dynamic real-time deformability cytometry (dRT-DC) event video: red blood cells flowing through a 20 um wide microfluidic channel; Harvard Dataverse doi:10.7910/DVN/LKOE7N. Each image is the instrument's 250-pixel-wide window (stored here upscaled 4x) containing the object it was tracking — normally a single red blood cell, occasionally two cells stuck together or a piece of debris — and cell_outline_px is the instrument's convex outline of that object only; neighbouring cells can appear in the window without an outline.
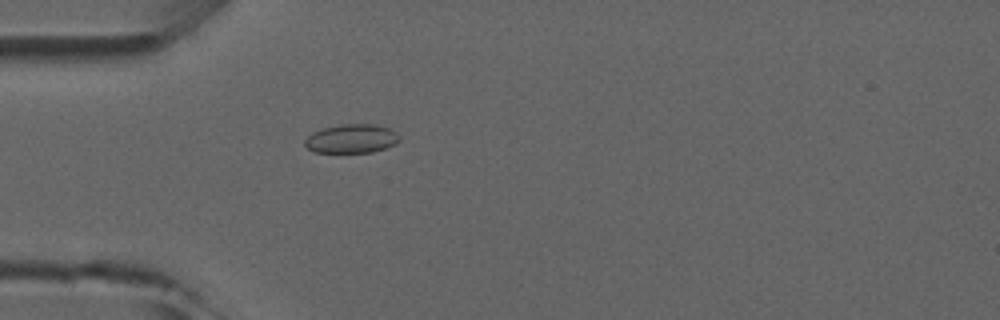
{"species": "common noctule bat (a hibernating species)", "species_latin": "Nyctalus noctula", "temperature_condition": "room temperature", "stored_images_in_passage": 1, "camera_frame_rate_fps": 3000, "um_per_image_px": 0.085, "animal": {"sex": "male", "forearm_length_mm": 52.5}, "frame": {"image": 1, "passage_image": 1, "time_ms": 0.0, "image_size_px": [1000, 320], "cell_outline_px": [[400, 140], [396, 144], [372, 152], [312, 152], [304, 144], [304, 140], [312, 132], [324, 128], [340, 124], [376, 124], [392, 128], [400, 136]], "centroid_in_image_um": [29.91, 11.77], "position_along_channel_um": 55.1, "area_um2": 16.07}}